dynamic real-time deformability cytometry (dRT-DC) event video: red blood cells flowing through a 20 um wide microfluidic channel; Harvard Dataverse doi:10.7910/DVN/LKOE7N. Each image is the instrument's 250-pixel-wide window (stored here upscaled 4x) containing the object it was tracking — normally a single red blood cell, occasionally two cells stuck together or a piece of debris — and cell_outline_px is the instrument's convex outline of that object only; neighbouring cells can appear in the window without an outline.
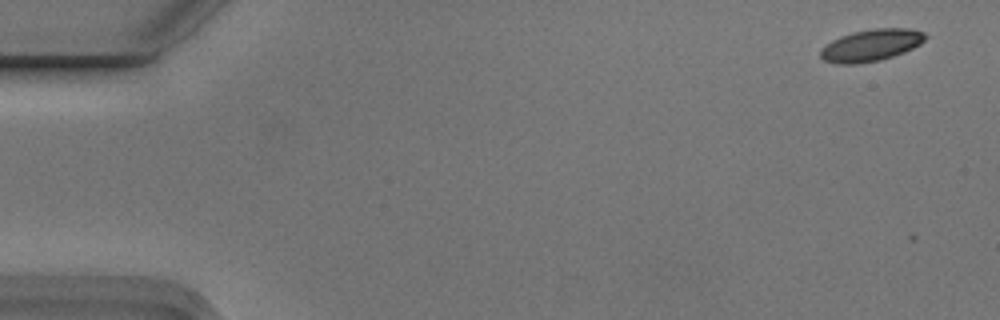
{"species": "Egyptian fruit bat (a non-hibernating species)", "species_latin": "Rousettus aegyptiacus", "temperature_condition": "cold", "stored_images_in_passage": 7, "camera_frame_rate_fps": 3000, "um_per_image_px": 0.085, "animal": {"sex": "male"}, "frame": {"image": 1, "passage_image": 1, "time_ms": 0.0, "image_size_px": [1000, 320], "cell_outline_px": [[928, 36], [920, 44], [904, 52], [880, 60], [856, 64], [840, 64], [824, 60], [820, 56], [820, 52], [832, 40], [840, 36], [852, 32], [872, 28], [912, 28], [924, 32]], "centroid_in_image_um": [74.08, 3.83], "position_along_channel_um": 10.9, "area_um2": 19.42}}
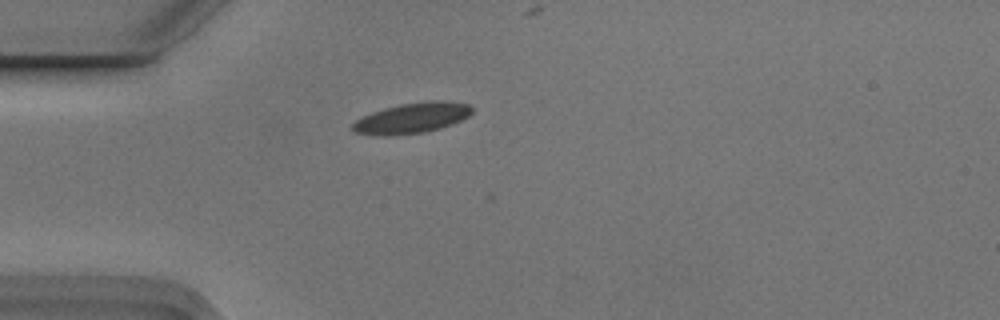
{"frame": {"image": 2, "passage_image": 5, "time_ms": 1.333, "image_size_px": [1000, 320], "cell_outline_px": [[472, 112], [468, 116], [460, 120], [440, 128], [424, 132], [388, 136], [380, 136], [356, 132], [352, 128], [352, 124], [360, 116], [384, 108], [400, 104], [428, 100], [436, 100], [468, 104], [472, 108]], "centroid_in_image_um": [34.97, 10.03], "position_along_channel_um": 50.0, "area_um2": 21.1}}